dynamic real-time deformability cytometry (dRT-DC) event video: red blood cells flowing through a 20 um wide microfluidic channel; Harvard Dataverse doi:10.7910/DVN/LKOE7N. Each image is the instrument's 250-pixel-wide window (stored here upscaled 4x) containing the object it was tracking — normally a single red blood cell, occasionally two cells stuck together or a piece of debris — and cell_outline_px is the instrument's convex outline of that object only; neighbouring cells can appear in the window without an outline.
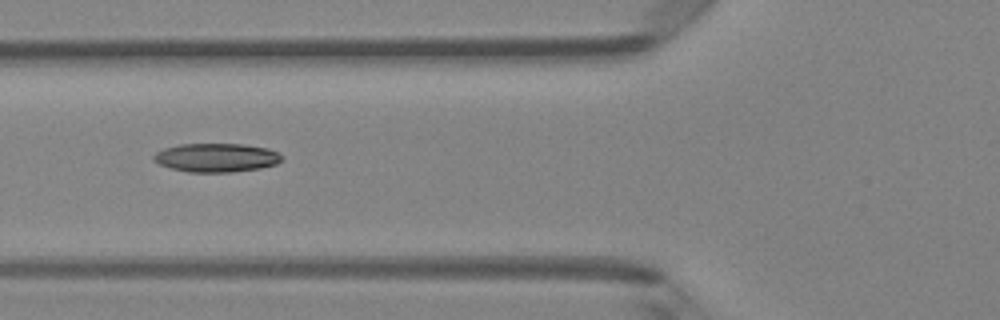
{"species": "Egyptian fruit bat (a non-hibernating species)", "species_latin": "Rousettus aegyptiacus", "temperature_condition": "room temperature", "stored_images_in_passage": 6, "camera_frame_rate_fps": 3000, "um_per_image_px": 0.085, "animal": {"sex": "female"}, "frame": {"image": 1, "passage_image": 6, "time_ms": 1.667, "image_size_px": [1000, 320], "cell_outline_px": [[284, 160], [276, 164], [260, 168], [232, 172], [188, 172], [172, 168], [160, 164], [152, 160], [152, 156], [156, 152], [164, 148], [180, 144], [244, 144], [268, 148], [284, 156]], "centroid_in_image_um": [18.41, 13.39], "position_along_channel_um": 107.4, "area_um2": 21.56}}